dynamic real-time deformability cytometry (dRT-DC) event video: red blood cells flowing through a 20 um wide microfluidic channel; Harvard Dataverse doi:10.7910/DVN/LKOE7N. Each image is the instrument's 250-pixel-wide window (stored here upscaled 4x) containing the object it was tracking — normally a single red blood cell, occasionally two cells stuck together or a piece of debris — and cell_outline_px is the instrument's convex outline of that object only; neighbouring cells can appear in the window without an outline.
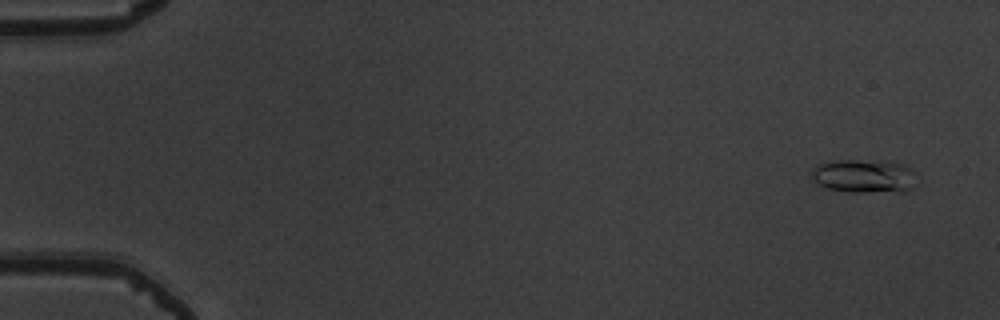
{"species": "common noctule bat (a hibernating species)", "species_latin": "Nyctalus noctula", "temperature_condition": "warm", "stored_images_in_passage": 53, "camera_frame_rate_fps": 3000, "um_per_image_px": 0.085, "animal": {"sex": "male", "body_mass_g": 19.5, "forearm_length_mm": 54.6}, "frame": {"image": 1, "passage_image": 3, "time_ms": 0.667, "image_size_px": [1000, 320], "cell_outline_px": [[916, 172], [912, 188], [904, 192], [852, 192], [828, 188], [820, 184], [812, 176], [812, 172], [820, 164], [840, 160], [856, 160], [896, 164], [908, 168]], "centroid_in_image_um": [73.48, 15.0], "position_along_channel_um": 11.5, "area_um2": 19.77}}
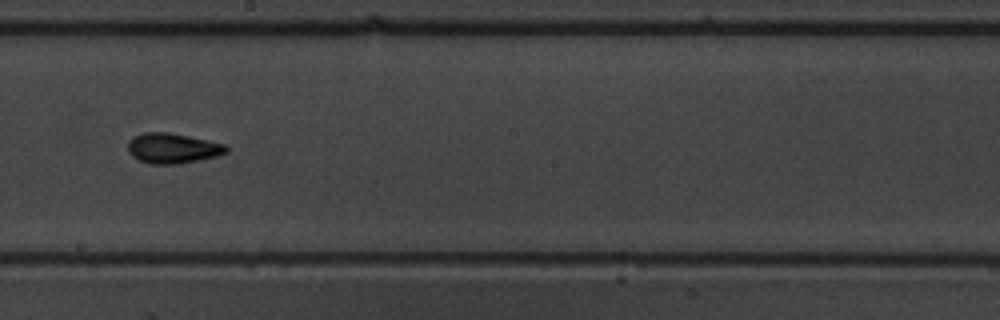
{"frame": {"image": 2, "passage_image": 31, "time_ms": 10.0, "image_size_px": [1000, 320], "cell_outline_px": [[228, 152], [216, 156], [180, 164], [152, 164], [140, 160], [132, 156], [128, 152], [128, 140], [132, 136], [144, 132], [168, 132], [208, 140], [224, 144], [228, 148]], "centroid_in_image_um": [14.65, 12.59], "position_along_channel_um": 233.6, "area_um2": 17.34}}
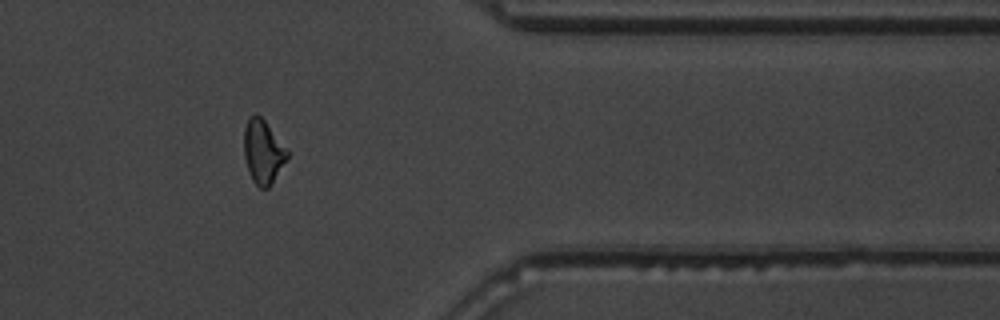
{"frame": {"image": 3, "passage_image": 44, "time_ms": 14.333, "image_size_px": [1000, 320], "cell_outline_px": [[288, 156], [268, 188], [260, 188], [252, 180], [248, 172], [244, 156], [244, 128], [248, 120], [256, 112], [264, 120], [288, 148]], "centroid_in_image_um": [22.35, 12.88], "position_along_channel_um": 389.1, "area_um2": 15.95}, "authors_computed_cell_mechanics": {"area_um2": 16.2996, "velocity_mm_per_s": 3.9019, "shape_relaxation_time_tau1_ms": 4.3248, "shape_relaxation_time_tau2_ms": 3.7542, "deformation_change_tau1": 0.1504, "deformation_change_tau2": 0.1135}}